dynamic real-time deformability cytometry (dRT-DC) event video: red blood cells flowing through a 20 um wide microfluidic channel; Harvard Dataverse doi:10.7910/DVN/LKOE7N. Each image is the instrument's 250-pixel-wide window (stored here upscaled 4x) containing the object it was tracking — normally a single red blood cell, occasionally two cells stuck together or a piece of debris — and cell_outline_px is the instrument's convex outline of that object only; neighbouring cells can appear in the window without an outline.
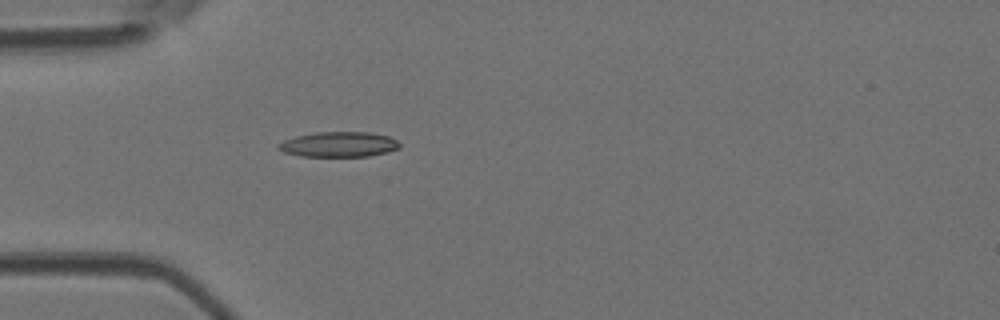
{"species": "Egyptian fruit bat (a non-hibernating species)", "species_latin": "Rousettus aegyptiacus", "temperature_condition": "room temperature", "stored_images_in_passage": 3, "camera_frame_rate_fps": 3000, "um_per_image_px": 0.085, "animal": {"sex": "female"}, "frame": {"image": 1, "passage_image": 3, "time_ms": 0.667, "image_size_px": [1000, 320], "cell_outline_px": [[400, 148], [368, 156], [300, 156], [284, 152], [276, 148], [276, 144], [284, 140], [296, 136], [316, 132], [368, 132], [388, 136], [396, 140], [400, 144]], "centroid_in_image_um": [28.75, 12.27], "position_along_channel_um": 56.2, "area_um2": 17.69}}